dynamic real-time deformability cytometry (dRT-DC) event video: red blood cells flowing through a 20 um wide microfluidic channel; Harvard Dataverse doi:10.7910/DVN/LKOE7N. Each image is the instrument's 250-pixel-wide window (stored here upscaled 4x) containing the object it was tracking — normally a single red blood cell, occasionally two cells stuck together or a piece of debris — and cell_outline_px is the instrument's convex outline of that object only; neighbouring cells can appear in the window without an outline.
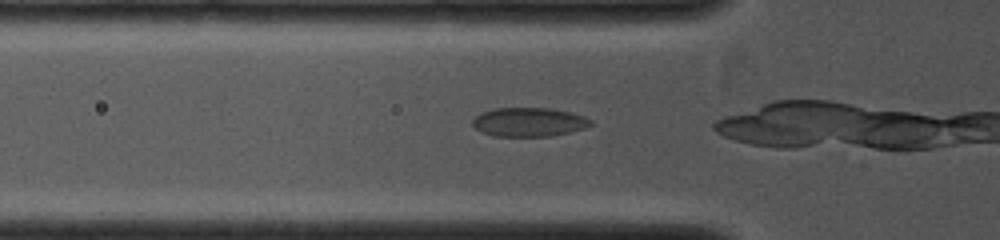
{"species": "common noctule bat (a hibernating species)", "species_latin": "Nyctalus noctula", "temperature_condition": "cold", "stored_images_in_passage": 3, "camera_frame_rate_fps": 4000, "um_per_image_px": 0.085, "animal": {"sex": "female", "body_mass_g": 19.0, "forearm_length_mm": 53.3}, "frame": {"image": 1, "passage_image": 2, "time_ms": 0.25, "image_size_px": [1000, 240], "cell_outline_px": [[592, 124], [584, 128], [552, 136], [496, 136], [484, 132], [476, 128], [472, 124], [472, 120], [476, 116], [492, 108], [548, 108], [568, 112], [584, 116], [592, 120]], "centroid_in_image_um": [44.96, 10.37], "position_along_channel_um": 80.8, "area_um2": 19.65}}